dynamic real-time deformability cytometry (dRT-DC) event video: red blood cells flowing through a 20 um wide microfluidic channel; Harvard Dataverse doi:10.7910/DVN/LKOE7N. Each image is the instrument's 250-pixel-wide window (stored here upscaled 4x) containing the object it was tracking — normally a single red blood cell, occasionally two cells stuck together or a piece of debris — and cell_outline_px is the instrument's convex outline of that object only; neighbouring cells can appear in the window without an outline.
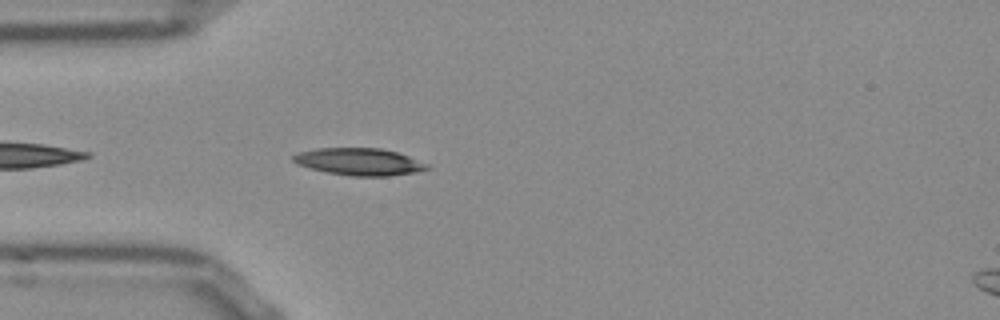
{"species": "Egyptian fruit bat (a non-hibernating species)", "species_latin": "Rousettus aegyptiacus", "temperature_condition": "room temperature", "stored_images_in_passage": 7, "camera_frame_rate_fps": 3000, "um_per_image_px": 0.085, "frame": {"image": 1, "passage_image": 3, "time_ms": 0.667, "image_size_px": [1000, 320], "cell_outline_px": [[432, 168], [416, 172], [388, 176], [352, 176], [328, 172], [296, 164], [292, 160], [292, 156], [296, 152], [316, 148], [380, 148], [396, 152], [408, 156], [428, 164]], "centroid_in_image_um": [30.53, 13.74], "position_along_channel_um": 54.5, "area_um2": 21.15}}
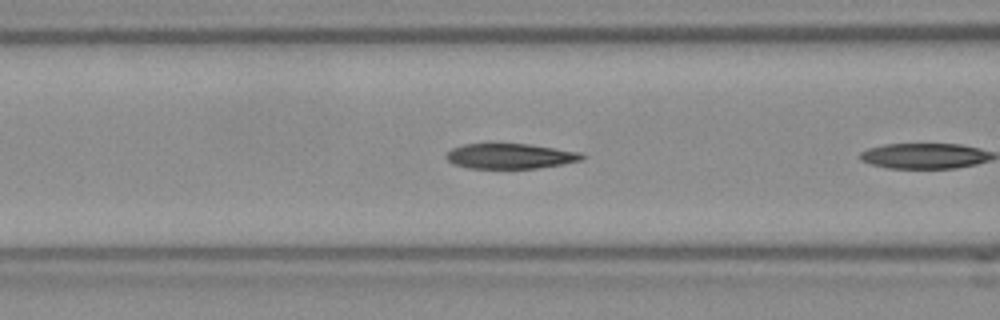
{"frame": {"image": 2, "passage_image": 6, "time_ms": 1.667, "image_size_px": [1000, 320], "cell_outline_px": [[584, 156], [580, 160], [564, 164], [536, 168], [472, 168], [456, 164], [448, 160], [444, 156], [452, 148], [464, 144], [488, 140], [528, 144], [580, 152]], "centroid_in_image_um": [43.3, 13.21], "position_along_channel_um": 123.3, "area_um2": 20.52}}